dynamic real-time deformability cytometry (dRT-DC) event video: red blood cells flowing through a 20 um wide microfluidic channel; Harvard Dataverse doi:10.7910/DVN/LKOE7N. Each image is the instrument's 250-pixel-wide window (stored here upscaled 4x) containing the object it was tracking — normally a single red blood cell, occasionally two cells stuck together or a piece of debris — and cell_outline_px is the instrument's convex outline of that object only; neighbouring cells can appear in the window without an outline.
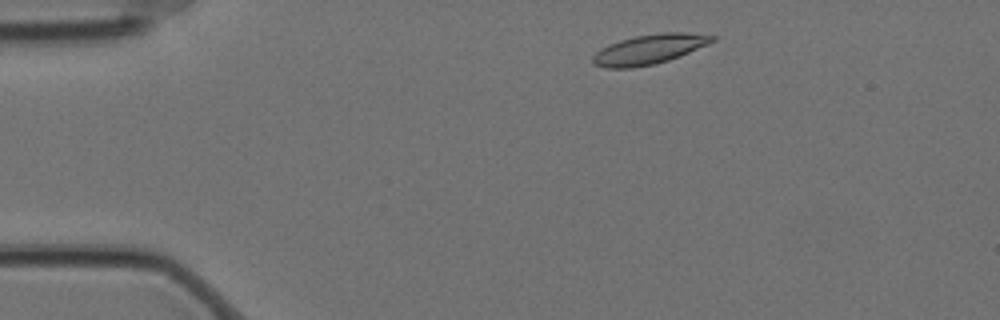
{"species": "Egyptian fruit bat (a non-hibernating species)", "species_latin": "Rousettus aegyptiacus", "temperature_condition": "cold", "stored_images_in_passage": 4, "segment_of_instrument_passage": [1, 2], "camera_frame_rate_fps": 3000, "um_per_image_px": 0.085, "animal": {"sex": "female"}, "frame": {"image": 1, "passage_image": 1, "time_ms": 0.0, "image_size_px": [1000, 320], "cell_outline_px": [[716, 40], [708, 44], [668, 60], [656, 64], [632, 68], [608, 68], [592, 64], [592, 56], [596, 52], [608, 44], [620, 40], [636, 36], [660, 32], [684, 32], [716, 36]], "centroid_in_image_um": [55.16, 4.19], "position_along_channel_um": 29.8, "area_um2": 20.63}}